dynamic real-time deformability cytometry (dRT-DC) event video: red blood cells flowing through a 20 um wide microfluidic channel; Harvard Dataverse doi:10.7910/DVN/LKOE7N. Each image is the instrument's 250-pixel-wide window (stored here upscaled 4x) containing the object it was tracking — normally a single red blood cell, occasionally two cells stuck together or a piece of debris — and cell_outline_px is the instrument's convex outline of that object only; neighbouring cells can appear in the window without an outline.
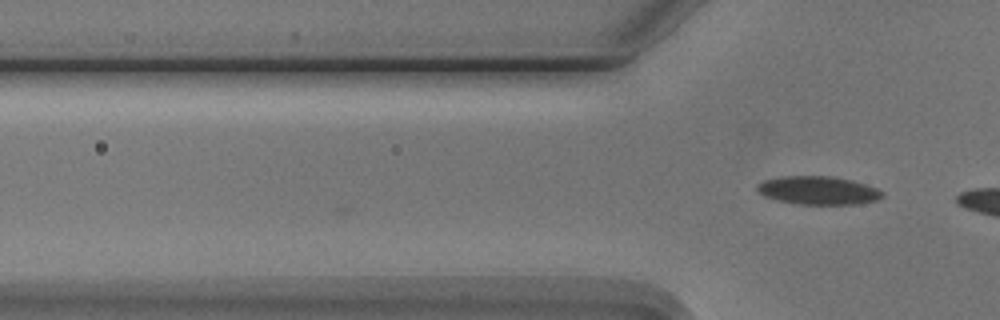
{"species": "Egyptian fruit bat (a non-hibernating species)", "species_latin": "Rousettus aegyptiacus", "temperature_condition": "cold", "stored_images_in_passage": 3, "camera_frame_rate_fps": 3000, "um_per_image_px": 0.085, "animal": {"sex": "male"}, "frame": {"image": 1, "passage_image": 3, "time_ms": 2.333, "image_size_px": [1000, 320], "cell_outline_px": [[884, 196], [876, 200], [860, 204], [800, 204], [776, 200], [764, 196], [756, 192], [756, 184], [764, 180], [780, 176], [832, 176], [852, 180], [876, 188], [884, 192]], "centroid_in_image_um": [69.51, 16.18], "position_along_channel_um": 56.3, "area_um2": 20.81}}